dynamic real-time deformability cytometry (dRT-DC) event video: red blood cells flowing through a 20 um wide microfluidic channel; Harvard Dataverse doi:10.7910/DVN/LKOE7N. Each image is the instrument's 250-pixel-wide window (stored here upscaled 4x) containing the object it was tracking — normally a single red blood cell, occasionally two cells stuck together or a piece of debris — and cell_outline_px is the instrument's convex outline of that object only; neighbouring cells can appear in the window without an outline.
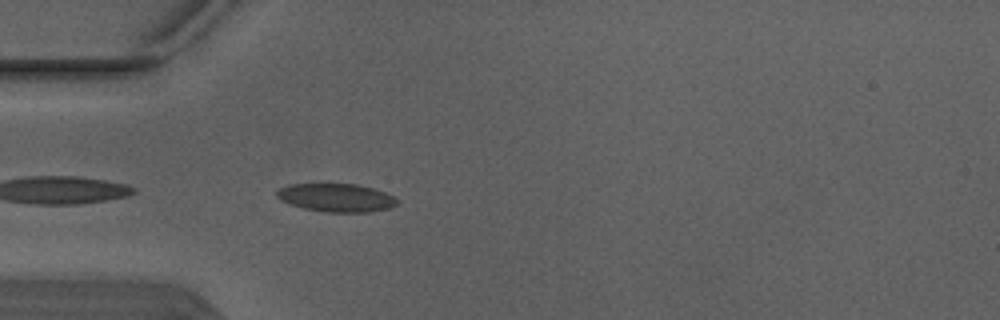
{"species": "Egyptian fruit bat (a non-hibernating species)", "species_latin": "Rousettus aegyptiacus", "temperature_condition": "warm", "stored_images_in_passage": 4, "camera_frame_rate_fps": 3000, "um_per_image_px": 0.085, "animal": {"sex": "male"}, "frame": {"image": 1, "passage_image": 4, "time_ms": 1.0, "image_size_px": [1000, 320], "cell_outline_px": [[400, 200], [396, 204], [388, 208], [368, 212], [324, 212], [304, 208], [288, 204], [280, 200], [276, 196], [276, 192], [280, 188], [288, 184], [356, 184], [372, 188], [384, 192]], "centroid_in_image_um": [28.55, 16.8], "position_along_channel_um": 56.5, "area_um2": 19.77}}